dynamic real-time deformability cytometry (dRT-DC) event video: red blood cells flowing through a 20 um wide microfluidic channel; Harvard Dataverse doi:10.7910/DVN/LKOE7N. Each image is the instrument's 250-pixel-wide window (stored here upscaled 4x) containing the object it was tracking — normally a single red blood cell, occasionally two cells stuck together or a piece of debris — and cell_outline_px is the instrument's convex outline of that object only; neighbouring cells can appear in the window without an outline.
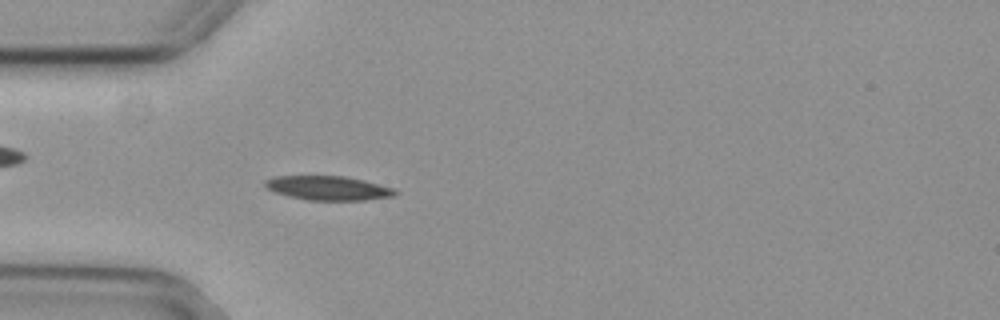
{"species": "common noctule bat (a hibernating species)", "species_latin": "Nyctalus noctula", "temperature_condition": "cold", "stored_images_in_passage": 54, "camera_frame_rate_fps": 3000, "um_per_image_px": 0.085, "animal": {"sex": "female", "body_mass_g": 29.2, "forearm_length_mm": 56.3}, "frame": {"image": 1, "passage_image": 16, "time_ms": 5.0, "image_size_px": [1000, 320], "cell_outline_px": [[400, 192], [396, 196], [364, 200], [308, 200], [288, 196], [276, 192], [268, 188], [264, 184], [264, 180], [276, 176], [344, 176], [364, 180], [396, 188]], "centroid_in_image_um": [27.97, 15.98], "position_along_channel_um": 57.0, "area_um2": 18.44}}
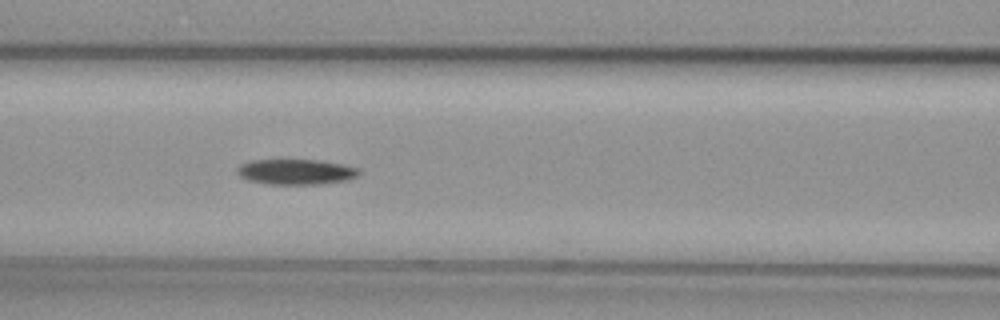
{"frame": {"image": 2, "passage_image": 23, "time_ms": 7.333, "image_size_px": [1000, 320], "cell_outline_px": [[360, 172], [356, 176], [348, 180], [320, 184], [268, 184], [248, 180], [240, 176], [236, 172], [236, 168], [240, 164], [252, 160], [320, 160], [344, 164], [360, 168]], "centroid_in_image_um": [25.16, 14.6], "position_along_channel_um": 141.4, "area_um2": 18.15}}
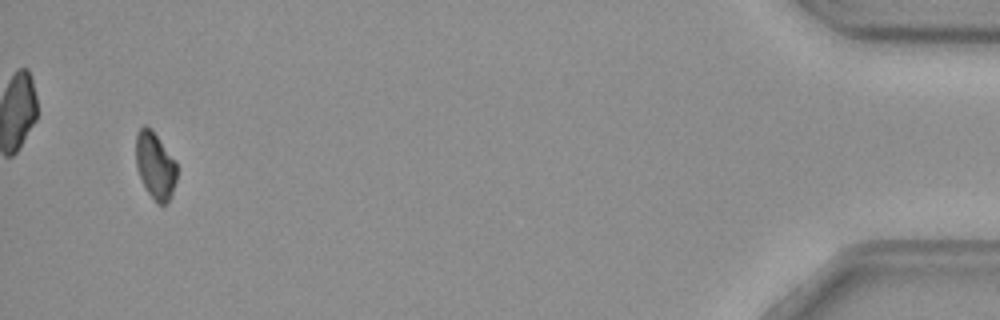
{"frame": {"image": 3, "passage_image": 52, "time_ms": 17.0, "image_size_px": [1000, 320], "cell_outline_px": [[176, 180], [172, 192], [168, 200], [164, 204], [156, 204], [148, 192], [136, 168], [136, 132], [144, 124], [152, 128], [176, 160]], "centroid_in_image_um": [13.18, 14.02], "position_along_channel_um": 422.0, "area_um2": 16.07}, "authors_computed_cell_mechanics": {"area_um2": 17.6868, "velocity_mm_per_s": 3.7924, "shape_relaxation_time_tau1_ms": 4.8864, "shape_relaxation_time_tau2_ms": null, "deformation_change_tau1": 0.1152, "deformation_change_tau2": null}}